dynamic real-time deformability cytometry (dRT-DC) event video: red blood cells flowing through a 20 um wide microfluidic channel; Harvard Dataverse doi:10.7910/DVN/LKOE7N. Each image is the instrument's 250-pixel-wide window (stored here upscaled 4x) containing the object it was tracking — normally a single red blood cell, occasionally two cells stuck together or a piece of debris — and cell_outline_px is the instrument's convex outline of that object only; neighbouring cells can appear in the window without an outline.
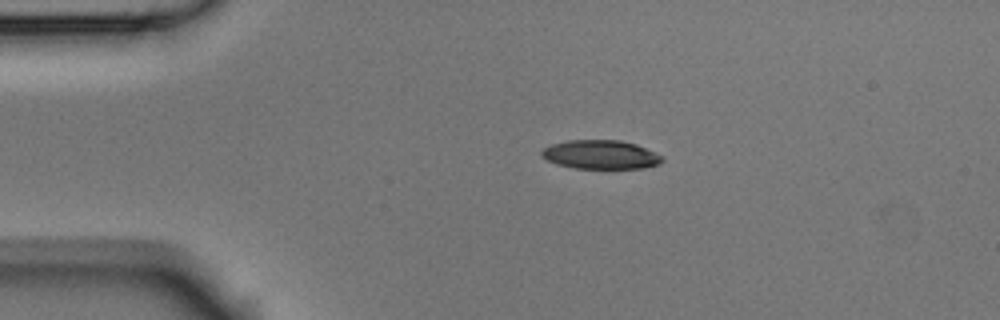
{"species": "Egyptian fruit bat (a non-hibernating species)", "species_latin": "Rousettus aegyptiacus", "temperature_condition": "room temperature", "stored_images_in_passage": 2, "camera_frame_rate_fps": 3000, "um_per_image_px": 0.085, "animal": {"sex": "male"}, "frame": {"image": 1, "passage_image": 1, "time_ms": 0.0, "image_size_px": [1000, 320], "cell_outline_px": [[664, 160], [660, 164], [644, 168], [576, 168], [556, 164], [540, 156], [540, 152], [544, 148], [552, 144], [568, 140], [620, 140], [636, 144], [664, 156]], "centroid_in_image_um": [51.07, 13.14], "position_along_channel_um": 33.9, "area_um2": 20.35}}